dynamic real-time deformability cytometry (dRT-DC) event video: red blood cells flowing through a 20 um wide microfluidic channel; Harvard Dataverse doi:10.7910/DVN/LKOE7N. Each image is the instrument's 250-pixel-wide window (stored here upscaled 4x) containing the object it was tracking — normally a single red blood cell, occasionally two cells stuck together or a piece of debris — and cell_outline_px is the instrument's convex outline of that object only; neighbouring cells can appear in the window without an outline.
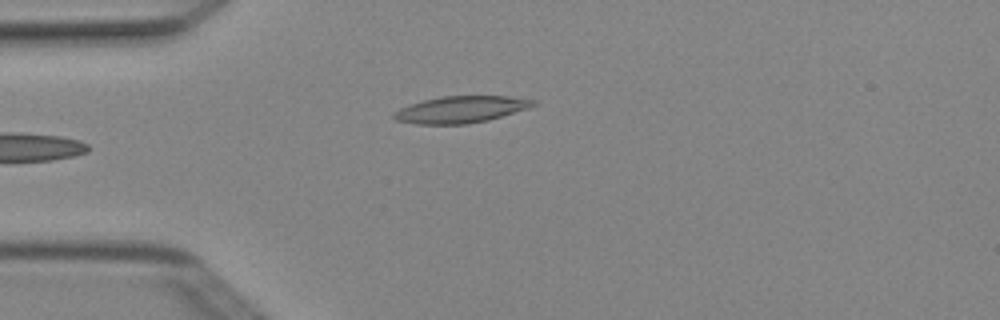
{"species": "Egyptian fruit bat (a non-hibernating species)", "species_latin": "Rousettus aegyptiacus", "temperature_condition": "cold", "stored_images_in_passage": 4, "camera_frame_rate_fps": 3000, "um_per_image_px": 0.085, "animal": {"sex": "female"}, "frame": {"image": 1, "passage_image": 4, "time_ms": 1.0, "image_size_px": [1000, 320], "cell_outline_px": [[540, 104], [528, 108], [488, 120], [468, 124], [416, 124], [396, 120], [392, 116], [392, 112], [408, 104], [440, 96], [508, 96], [540, 100]], "centroid_in_image_um": [39.2, 9.3], "position_along_channel_um": 45.8, "area_um2": 21.96}}